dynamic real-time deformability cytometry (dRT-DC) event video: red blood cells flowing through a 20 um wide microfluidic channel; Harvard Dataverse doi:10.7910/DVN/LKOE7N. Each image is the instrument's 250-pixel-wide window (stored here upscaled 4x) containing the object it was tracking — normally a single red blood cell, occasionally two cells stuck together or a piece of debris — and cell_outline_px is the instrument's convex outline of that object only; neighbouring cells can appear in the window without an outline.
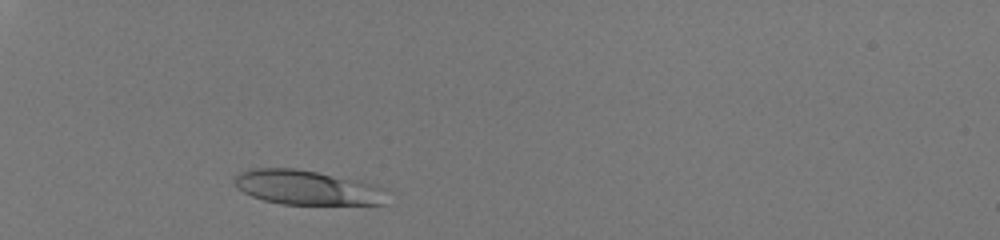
{"species": "human", "species_latin": "Homo sapiens", "temperature_condition": "room temperature", "stored_images_in_passage": 33, "camera_frame_rate_fps": 3000, "um_per_image_px": 0.085, "donor": {"sex": "male"}, "frame": {"image": 1, "passage_image": 5, "time_ms": 1.333, "image_size_px": [1000, 240], "cell_outline_px": [[388, 204], [280, 204], [264, 200], [252, 196], [244, 192], [236, 184], [236, 176], [240, 172], [252, 168], [296, 168], [360, 180], [376, 184], [388, 188]], "centroid_in_image_um": [26.22, 15.94], "position_along_channel_um": 58.8, "area_um2": 30.98}}
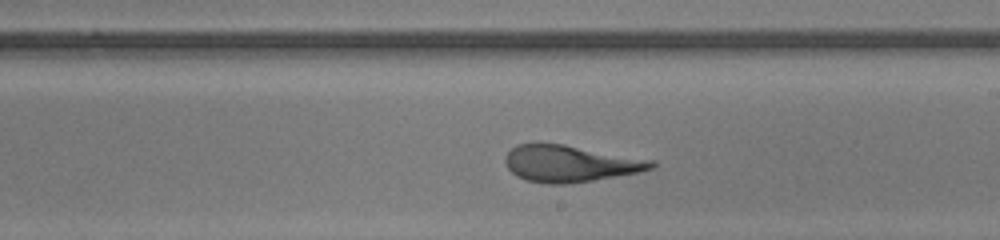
{"frame": {"image": 2, "passage_image": 21, "time_ms": 6.667, "image_size_px": [1000, 240], "cell_outline_px": [[656, 164], [652, 168], [640, 172], [568, 184], [548, 184], [528, 180], [516, 176], [508, 168], [504, 160], [504, 156], [516, 144], [532, 140], [540, 140], [564, 144], [656, 160]], "centroid_in_image_um": [48.41, 13.86], "position_along_channel_um": 240.6, "area_um2": 31.96}}
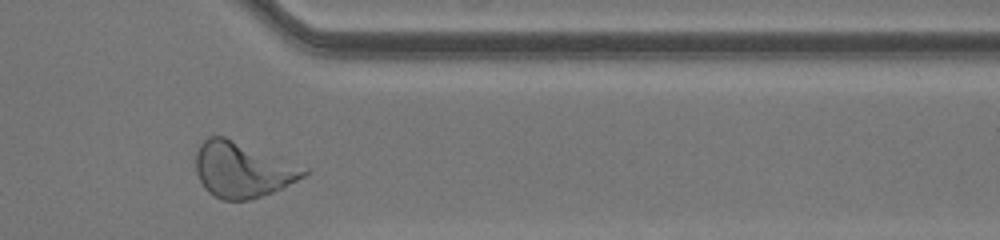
{"frame": {"image": 3, "passage_image": 32, "time_ms": 10.333, "image_size_px": [1000, 240], "cell_outline_px": [[308, 172], [304, 176], [272, 192], [248, 200], [220, 200], [208, 192], [204, 188], [196, 172], [196, 152], [200, 144], [208, 136], [224, 136], [308, 168]], "centroid_in_image_um": [20.57, 14.43], "position_along_channel_um": 390.8, "area_um2": 34.56}}